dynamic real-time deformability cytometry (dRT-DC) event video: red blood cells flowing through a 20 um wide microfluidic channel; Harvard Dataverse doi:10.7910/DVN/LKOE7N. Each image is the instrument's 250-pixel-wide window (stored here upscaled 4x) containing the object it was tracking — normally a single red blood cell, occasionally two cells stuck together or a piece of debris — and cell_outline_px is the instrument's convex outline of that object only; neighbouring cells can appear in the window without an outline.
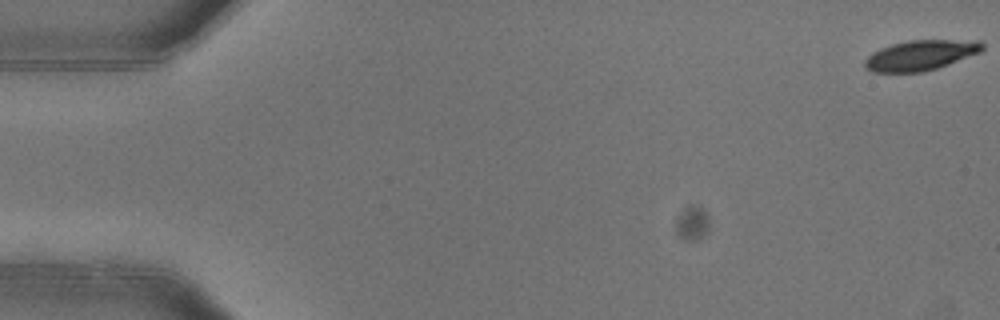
{"species": "common noctule bat (a hibernating species)", "species_latin": "Nyctalus noctula", "temperature_condition": "warm", "stored_images_in_passage": 4, "segment_of_instrument_passage": [2, 2], "camera_frame_rate_fps": 3000, "um_per_image_px": 0.085, "animal": {"sex": "female"}, "frame": {"image": 1, "passage_image": 4, "time_ms": 1.0, "image_size_px": [1000, 320], "cell_outline_px": [[984, 48], [980, 52], [948, 64], [924, 72], [872, 72], [864, 64], [864, 60], [872, 52], [880, 48], [892, 44], [908, 40], [984, 40]], "centroid_in_image_um": [78.27, 4.68], "position_along_channel_um": 6.7, "area_um2": 20.69}}